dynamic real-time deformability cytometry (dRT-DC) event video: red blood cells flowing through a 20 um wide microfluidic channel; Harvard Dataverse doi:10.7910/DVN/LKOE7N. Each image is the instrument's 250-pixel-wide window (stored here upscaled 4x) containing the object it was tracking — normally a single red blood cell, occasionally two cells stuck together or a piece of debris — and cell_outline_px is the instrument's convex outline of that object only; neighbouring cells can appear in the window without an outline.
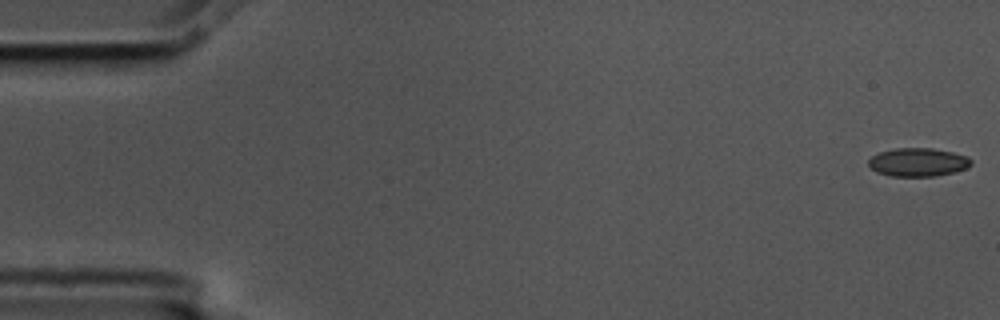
{"species": "common noctule bat (a hibernating species)", "species_latin": "Nyctalus noctula", "temperature_condition": "cold", "stored_images_in_passage": 57, "camera_frame_rate_fps": 3000, "um_per_image_px": 0.085, "animal": {"sex": "male", "body_mass_g": 17.5, "forearm_length_mm": 52.3}, "frame": {"image": 1, "passage_image": 1, "time_ms": 0.0, "image_size_px": [1000, 320], "cell_outline_px": [[972, 164], [964, 168], [952, 172], [936, 176], [892, 176], [876, 172], [868, 164], [868, 160], [872, 156], [880, 152], [896, 148], [932, 148], [952, 152], [968, 156], [972, 160]], "centroid_in_image_um": [78.02, 13.78], "position_along_channel_um": 7.0, "area_um2": 16.88}}
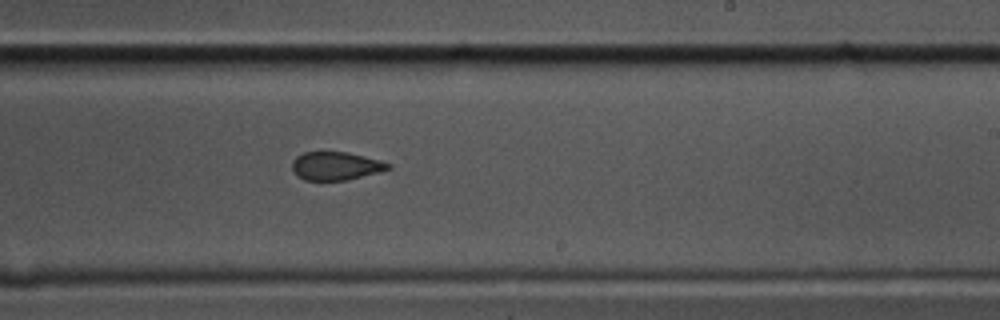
{"frame": {"image": 2, "passage_image": 34, "time_ms": 11.0, "image_size_px": [1000, 320], "cell_outline_px": [[392, 168], [348, 180], [304, 180], [292, 168], [292, 160], [296, 156], [304, 152], [348, 152], [380, 160], [392, 164]], "centroid_in_image_um": [28.56, 14.1], "position_along_channel_um": 260.4, "area_um2": 15.72}}
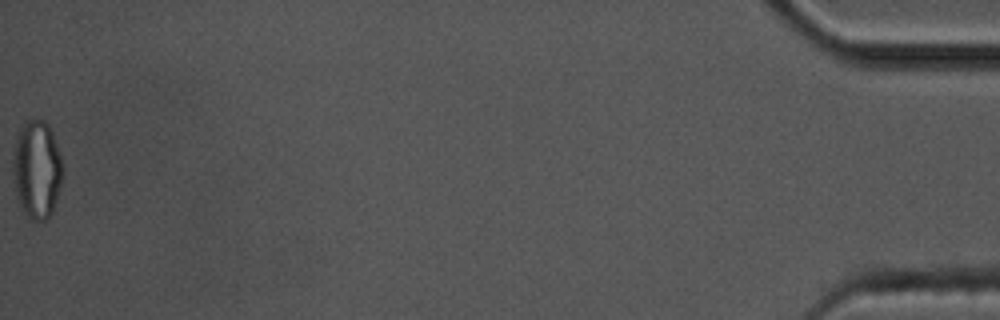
{"frame": {"image": 3, "passage_image": 57, "time_ms": 18.667, "image_size_px": [1000, 320], "cell_outline_px": [[64, 172], [60, 188], [52, 212], [44, 220], [28, 220], [20, 208], [16, 196], [12, 172], [12, 160], [16, 140], [20, 128], [24, 120], [44, 120], [48, 124], [52, 132], [64, 168]], "centroid_in_image_um": [3.12, 14.43], "position_along_channel_um": 432.1, "area_um2": 28.84}, "authors_computed_cell_mechanics": {"area_um2": 17.2822, "velocity_mm_per_s": 3.5616, "shape_relaxation_time_tau1_ms": null, "shape_relaxation_time_tau2_ms": 1.8205, "deformation_change_tau1": null, "deformation_change_tau2": 0.0613}}